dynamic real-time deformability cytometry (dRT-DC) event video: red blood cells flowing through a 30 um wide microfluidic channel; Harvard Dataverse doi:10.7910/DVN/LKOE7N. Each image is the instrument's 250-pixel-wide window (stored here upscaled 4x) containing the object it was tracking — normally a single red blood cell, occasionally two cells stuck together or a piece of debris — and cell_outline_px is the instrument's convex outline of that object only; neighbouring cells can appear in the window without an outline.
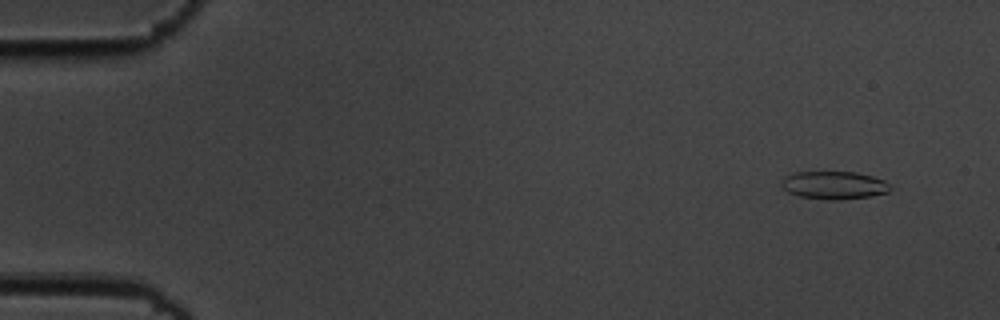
{"species": "common noctule bat (a hibernating species)", "species_latin": "Nyctalus noctula", "temperature_condition": "cold", "stored_images_in_passage": 56, "camera_frame_rate_fps": 3000, "um_per_image_px": 0.085, "animal": {"sex": "male", "body_mass_g": 19.5, "forearm_length_mm": 54.6}, "frame": {"image": 1, "passage_image": 5, "time_ms": 1.333, "image_size_px": [1000, 320], "cell_outline_px": [[892, 188], [888, 192], [872, 196], [840, 200], [824, 200], [800, 196], [788, 192], [780, 184], [784, 176], [796, 172], [856, 172], [872, 176], [884, 180]], "centroid_in_image_um": [70.89, 15.75], "position_along_channel_um": 14.1, "area_um2": 17.8}}
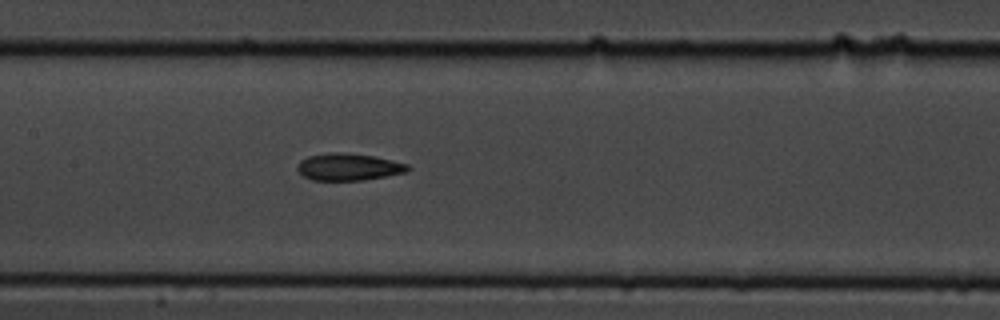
{"frame": {"image": 2, "passage_image": 28, "time_ms": 9.0, "image_size_px": [1000, 320], "cell_outline_px": [[412, 168], [408, 172], [364, 180], [312, 180], [304, 176], [296, 168], [300, 160], [308, 156], [332, 152], [344, 152], [372, 156], [408, 164]], "centroid_in_image_um": [29.64, 14.19], "position_along_channel_um": 177.8, "area_um2": 17.4}}
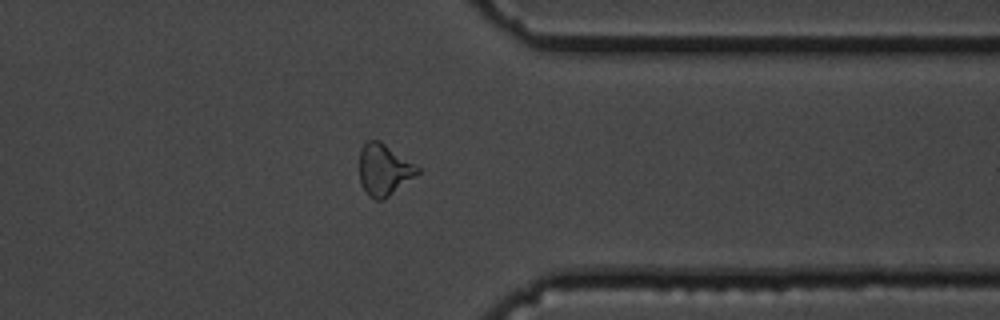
{"frame": {"image": 3, "passage_image": 45, "time_ms": 14.667, "image_size_px": [1000, 320], "cell_outline_px": [[420, 172], [384, 200], [376, 200], [368, 196], [360, 184], [360, 152], [364, 144], [368, 140], [380, 140], [420, 168]], "centroid_in_image_um": [32.62, 14.44], "position_along_channel_um": 378.8, "area_um2": 17.34}, "authors_computed_cell_mechanics": {"area_um2": 17.5712, "velocity_mm_per_s": 3.6454, "shape_relaxation_time_tau1_ms": 6.4246, "shape_relaxation_time_tau2_ms": 4.3924, "deformation_change_tau1": 0.169, "deformation_change_tau2": 0.1255}}